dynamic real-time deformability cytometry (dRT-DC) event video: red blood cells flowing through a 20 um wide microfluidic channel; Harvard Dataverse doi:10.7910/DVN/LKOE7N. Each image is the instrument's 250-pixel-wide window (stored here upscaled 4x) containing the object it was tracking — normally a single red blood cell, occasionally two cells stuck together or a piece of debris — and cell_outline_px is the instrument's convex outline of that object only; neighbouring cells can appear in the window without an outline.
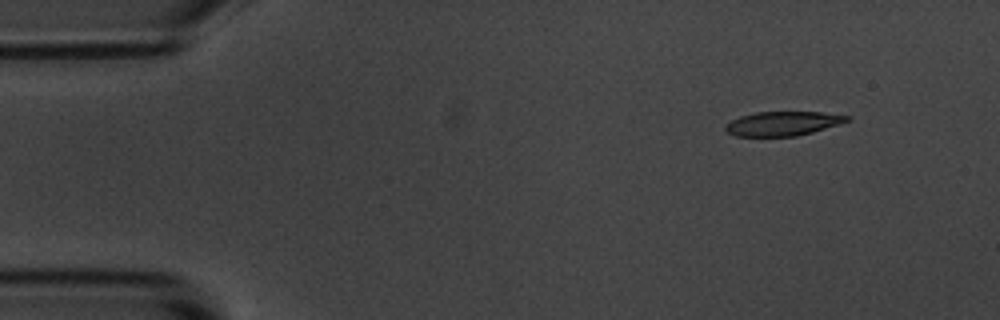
{"species": "common noctule bat (a hibernating species)", "species_latin": "Nyctalus noctula", "temperature_condition": "room temperature", "stored_images_in_passage": 11, "camera_frame_rate_fps": 3000, "um_per_image_px": 0.085, "animal": {"sex": "male", "body_mass_g": 20.1, "forearm_length_mm": 53.5}, "frame": {"image": 1, "passage_image": 1, "time_ms": 0.0, "image_size_px": [1000, 320], "cell_outline_px": [[852, 120], [840, 124], [812, 132], [796, 136], [736, 136], [728, 132], [724, 128], [724, 124], [740, 116], [756, 112], [824, 112], [852, 116]], "centroid_in_image_um": [66.58, 10.49], "position_along_channel_um": 18.4, "area_um2": 17.28}}
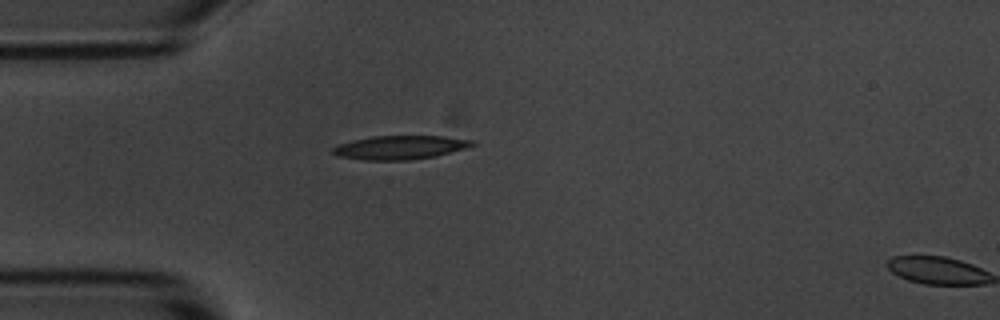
{"frame": {"image": 2, "passage_image": 10, "time_ms": 3.0, "image_size_px": [1000, 320], "cell_outline_px": [[476, 144], [464, 148], [436, 156], [408, 160], [364, 160], [336, 156], [332, 152], [332, 148], [336, 144], [352, 140], [372, 136], [444, 136], [476, 140]], "centroid_in_image_um": [33.97, 12.53], "position_along_channel_um": 51.0, "area_um2": 19.42}}